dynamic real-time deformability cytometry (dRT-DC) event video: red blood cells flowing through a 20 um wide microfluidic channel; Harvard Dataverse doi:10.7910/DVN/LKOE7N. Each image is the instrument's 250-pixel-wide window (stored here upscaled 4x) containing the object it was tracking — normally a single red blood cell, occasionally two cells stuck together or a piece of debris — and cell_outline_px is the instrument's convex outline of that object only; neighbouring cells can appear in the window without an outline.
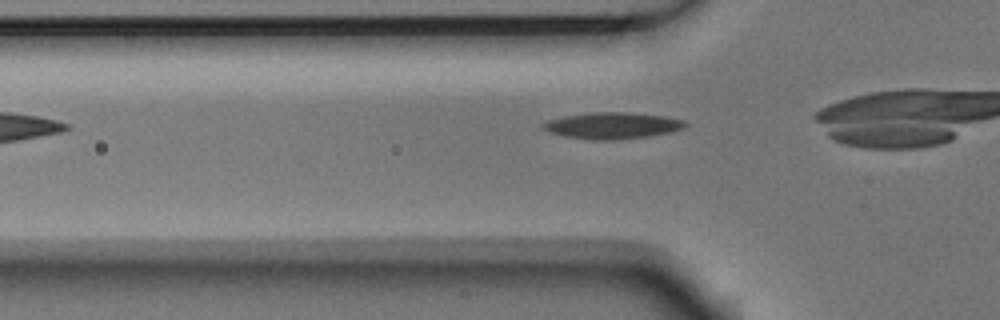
{"species": "Egyptian fruit bat (a non-hibernating species)", "species_latin": "Rousettus aegyptiacus", "temperature_condition": "room temperature", "stored_images_in_passage": 4, "camera_frame_rate_fps": 3000, "um_per_image_px": 0.085, "animal": {"sex": "male"}, "frame": {"image": 1, "passage_image": 3, "time_ms": 0.667, "image_size_px": [1000, 320], "cell_outline_px": [[688, 124], [684, 128], [668, 132], [644, 136], [616, 140], [600, 140], [564, 136], [548, 132], [540, 128], [540, 124], [548, 120], [564, 116], [592, 112], [624, 112], [664, 116], [684, 120]], "centroid_in_image_um": [51.99, 10.66], "position_along_channel_um": 73.8, "area_um2": 21.73}}